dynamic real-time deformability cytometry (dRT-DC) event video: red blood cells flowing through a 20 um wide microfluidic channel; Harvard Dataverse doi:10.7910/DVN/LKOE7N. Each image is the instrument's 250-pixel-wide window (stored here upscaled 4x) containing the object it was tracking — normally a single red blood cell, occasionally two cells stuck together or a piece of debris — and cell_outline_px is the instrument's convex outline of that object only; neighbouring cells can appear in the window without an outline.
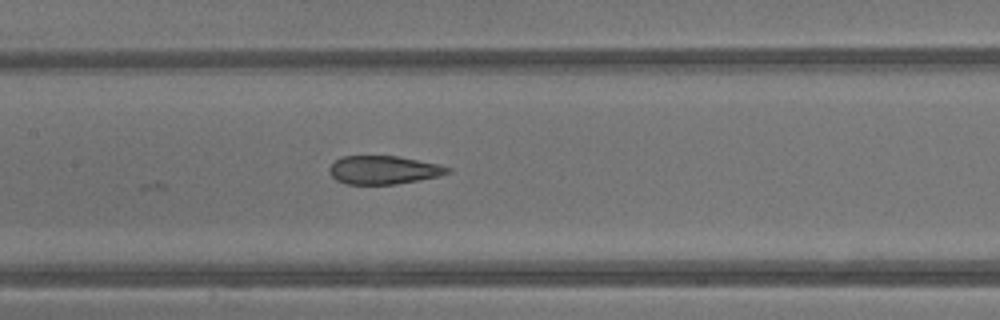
{"species": "common noctule bat (a hibernating species)", "species_latin": "Nyctalus noctula", "temperature_condition": "warm", "stored_images_in_passage": 18, "camera_frame_rate_fps": 3000, "um_per_image_px": 0.085, "animal": {"sex": "male", "body_mass_g": 13.3}, "frame": {"image": 1, "passage_image": 18, "time_ms": 5.667, "image_size_px": [1000, 320], "cell_outline_px": [[452, 172], [440, 176], [420, 180], [396, 184], [348, 184], [336, 180], [332, 176], [328, 168], [340, 156], [396, 156], [440, 164], [452, 168]], "centroid_in_image_um": [32.65, 14.45], "position_along_channel_um": 174.8, "area_um2": 19.65}}